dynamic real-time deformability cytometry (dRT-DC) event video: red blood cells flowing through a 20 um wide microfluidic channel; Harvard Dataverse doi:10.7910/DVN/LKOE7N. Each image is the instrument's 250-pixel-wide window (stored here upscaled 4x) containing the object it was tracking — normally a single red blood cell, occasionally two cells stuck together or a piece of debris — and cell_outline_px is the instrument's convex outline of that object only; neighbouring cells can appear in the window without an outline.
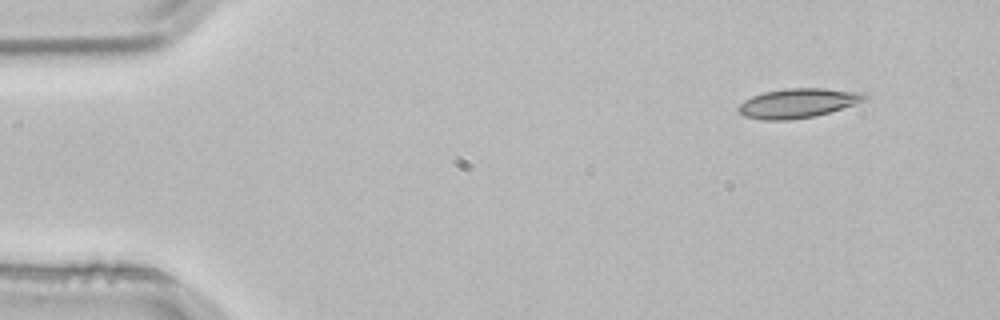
{"species": "common noctule bat (a hibernating species)", "species_latin": "Nyctalus noctula", "temperature_condition": "room temperature", "stored_images_in_passage": 3, "camera_frame_rate_fps": 3000, "um_per_image_px": 0.085, "animal": {"sex": "male", "body_mass_g": 21.5, "forearm_length_mm": 52.0}, "frame": {"image": 1, "passage_image": 1, "time_ms": 0.0, "image_size_px": [1000, 320], "cell_outline_px": [[868, 96], [864, 100], [856, 104], [816, 116], [792, 120], [764, 120], [744, 116], [736, 108], [744, 100], [752, 96], [764, 92], [788, 88], [824, 88], [868, 92]], "centroid_in_image_um": [67.86, 8.76], "position_along_channel_um": 17.1, "area_um2": 21.85}}
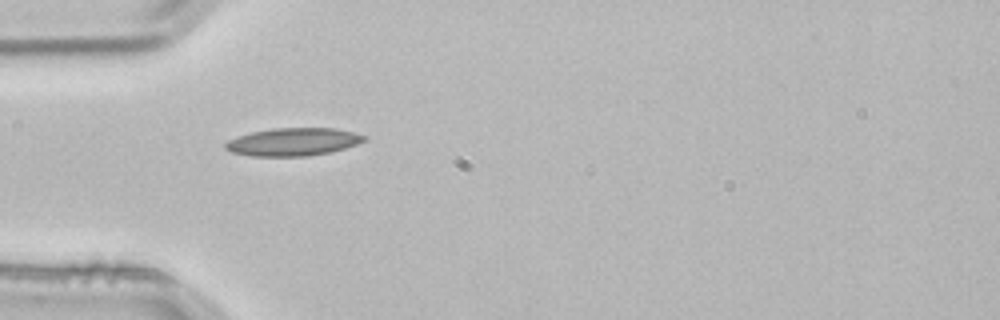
{"frame": {"image": 2, "passage_image": 3, "time_ms": 0.667, "image_size_px": [1000, 320], "cell_outline_px": [[368, 140], [332, 152], [308, 156], [248, 156], [232, 152], [224, 148], [224, 144], [228, 140], [252, 132], [272, 128], [336, 128], [368, 136]], "centroid_in_image_um": [24.94, 12.06], "position_along_channel_um": 60.1, "area_um2": 22.6}}